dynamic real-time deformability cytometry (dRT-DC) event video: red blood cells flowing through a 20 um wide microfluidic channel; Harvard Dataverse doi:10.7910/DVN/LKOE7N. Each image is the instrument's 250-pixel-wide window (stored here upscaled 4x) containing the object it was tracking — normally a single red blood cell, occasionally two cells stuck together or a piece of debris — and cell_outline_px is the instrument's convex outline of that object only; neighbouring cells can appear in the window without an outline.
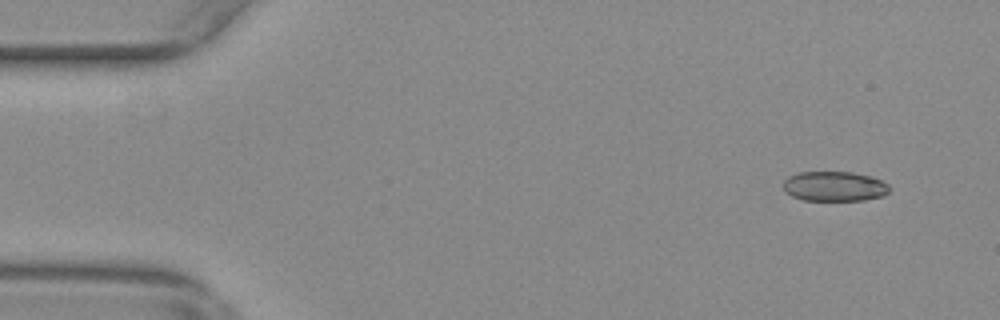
{"species": "common noctule bat (a hibernating species)", "species_latin": "Nyctalus noctula", "temperature_condition": "warm", "stored_images_in_passage": 17, "camera_frame_rate_fps": 3000, "um_per_image_px": 0.085, "animal": {"sex": "female", "body_mass_g": 29.2, "forearm_length_mm": 56.3}, "frame": {"image": 1, "passage_image": 5, "time_ms": 1.333, "image_size_px": [1000, 320], "cell_outline_px": [[892, 188], [884, 196], [864, 200], [804, 200], [792, 196], [784, 192], [784, 180], [788, 176], [800, 172], [852, 172], [872, 176], [888, 184]], "centroid_in_image_um": [70.95, 15.83], "position_along_channel_um": 14.1, "area_um2": 18.61}}